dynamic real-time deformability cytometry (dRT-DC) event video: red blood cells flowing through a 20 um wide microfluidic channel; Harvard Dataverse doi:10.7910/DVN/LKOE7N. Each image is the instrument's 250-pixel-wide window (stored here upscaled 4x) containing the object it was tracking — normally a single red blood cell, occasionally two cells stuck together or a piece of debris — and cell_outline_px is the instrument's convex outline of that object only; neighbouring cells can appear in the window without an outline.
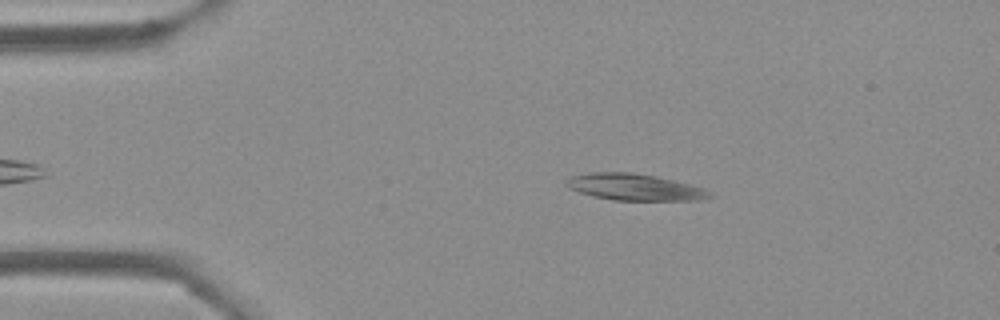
{"species": "Egyptian fruit bat (a non-hibernating species)", "species_latin": "Rousettus aegyptiacus", "temperature_condition": "cold", "stored_images_in_passage": 42, "camera_frame_rate_fps": 3000, "um_per_image_px": 0.085, "frame": {"image": 1, "passage_image": 6, "time_ms": 1.667, "image_size_px": [1000, 320], "cell_outline_px": [[716, 196], [696, 200], [612, 200], [592, 196], [568, 188], [564, 184], [564, 180], [572, 176], [588, 172], [632, 172], [656, 176], [704, 188]], "centroid_in_image_um": [53.89, 15.9], "position_along_channel_um": 31.1, "area_um2": 22.25}}
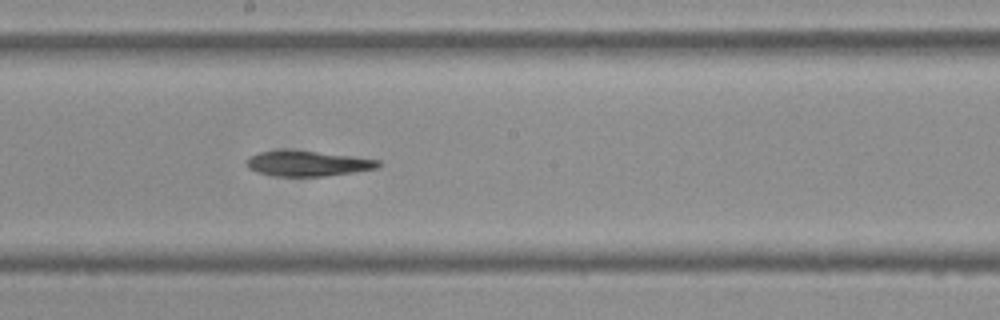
{"frame": {"image": 2, "passage_image": 25, "time_ms": 8.0, "image_size_px": [1000, 320], "cell_outline_px": [[380, 164], [376, 168], [352, 172], [324, 176], [276, 176], [256, 172], [248, 168], [244, 164], [244, 160], [248, 156], [260, 152], [316, 152], [352, 156], [380, 160]], "centroid_in_image_um": [26.1, 13.92], "position_along_channel_um": 222.1, "area_um2": 18.84}}
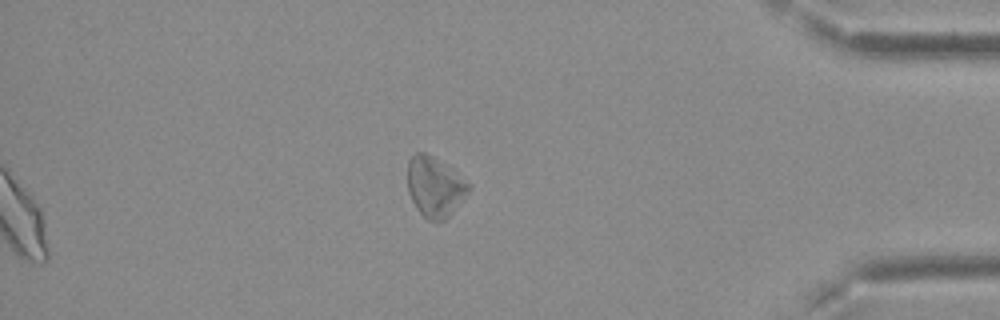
{"frame": {"image": 3, "passage_image": 42, "time_ms": 13.667, "image_size_px": [1000, 320], "cell_outline_px": [[472, 188], [452, 212], [444, 220], [428, 220], [416, 208], [408, 192], [408, 160], [416, 152], [424, 152], [432, 156], [472, 184]], "centroid_in_image_um": [36.96, 15.87], "position_along_channel_um": 398.2, "area_um2": 21.1}}